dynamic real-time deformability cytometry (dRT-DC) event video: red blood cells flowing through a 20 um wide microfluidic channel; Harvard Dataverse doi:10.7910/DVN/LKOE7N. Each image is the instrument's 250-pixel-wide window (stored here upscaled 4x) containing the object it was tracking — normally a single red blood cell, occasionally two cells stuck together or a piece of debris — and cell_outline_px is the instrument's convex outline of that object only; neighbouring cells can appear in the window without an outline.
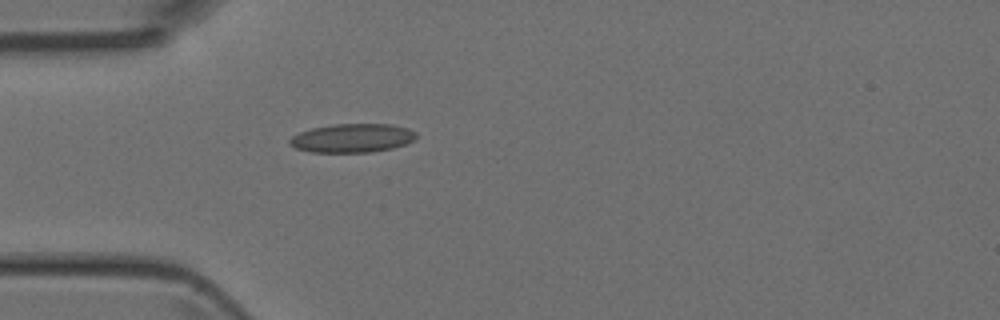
{"species": "Egyptian fruit bat (a non-hibernating species)", "species_latin": "Rousettus aegyptiacus", "temperature_condition": "room temperature", "stored_images_in_passage": 1, "camera_frame_rate_fps": 3000, "um_per_image_px": 0.085, "animal": {"sex": "female"}, "frame": {"image": 1, "passage_image": 1, "time_ms": 0.0, "image_size_px": [1000, 320], "cell_outline_px": [[416, 136], [412, 140], [404, 144], [392, 148], [372, 152], [312, 152], [296, 148], [288, 144], [288, 140], [292, 136], [300, 132], [312, 128], [332, 124], [392, 124], [408, 128], [416, 132]], "centroid_in_image_um": [29.92, 11.73], "position_along_channel_um": 55.1, "area_um2": 21.15}}